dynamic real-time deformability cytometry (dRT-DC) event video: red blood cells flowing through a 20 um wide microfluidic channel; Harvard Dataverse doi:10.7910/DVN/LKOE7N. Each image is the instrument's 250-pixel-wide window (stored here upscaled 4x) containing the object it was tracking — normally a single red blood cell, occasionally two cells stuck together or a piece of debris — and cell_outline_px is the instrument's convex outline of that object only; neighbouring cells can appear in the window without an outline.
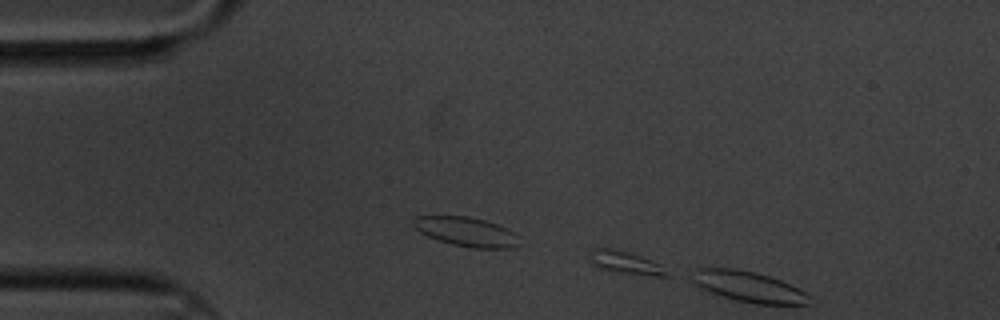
{"species": "common noctule bat (a hibernating species)", "species_latin": "Nyctalus noctula", "temperature_condition": "cold", "stored_images_in_passage": 52, "segment_of_instrument_passage": [1, 3], "camera_frame_rate_fps": 3000, "um_per_image_px": 0.085, "animal": {"sex": "male", "body_mass_g": 20.1, "forearm_length_mm": 53.5}, "frame": {"image": 1, "passage_image": 1, "time_ms": 0.0, "image_size_px": [1000, 320], "cell_outline_px": [[816, 304], [752, 304], [736, 300], [700, 288], [692, 280], [692, 272], [696, 268], [736, 268], [756, 272], [780, 280], [812, 296]], "centroid_in_image_um": [63.67, 24.37], "position_along_channel_um": 21.3, "area_um2": 20.98}}